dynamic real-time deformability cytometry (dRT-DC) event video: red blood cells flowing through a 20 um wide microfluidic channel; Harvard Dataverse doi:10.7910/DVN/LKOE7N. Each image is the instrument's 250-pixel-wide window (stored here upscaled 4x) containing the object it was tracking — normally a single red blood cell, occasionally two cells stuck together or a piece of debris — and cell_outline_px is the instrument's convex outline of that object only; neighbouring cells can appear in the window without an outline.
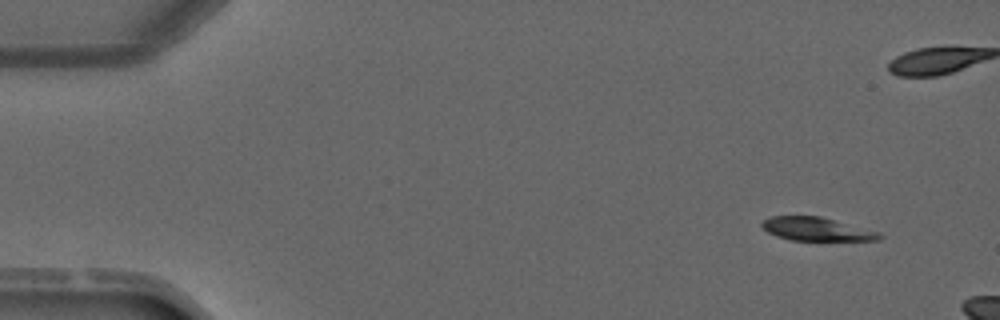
{"species": "common noctule bat (a hibernating species)", "species_latin": "Nyctalus noctula", "temperature_condition": "warm", "stored_images_in_passage": 5, "segment_of_instrument_passage": [2, 2], "camera_frame_rate_fps": 3000, "um_per_image_px": 0.085, "animal": {"sex": "male", "forearm_length_mm": 52.5}, "frame": {"image": 1, "passage_image": 5, "time_ms": 5.0, "image_size_px": [1000, 320], "cell_outline_px": [[884, 236], [880, 240], [792, 240], [776, 236], [768, 232], [760, 224], [764, 220], [772, 216], [820, 216], [880, 232]], "centroid_in_image_um": [69.43, 19.47], "position_along_channel_um": 15.6, "area_um2": 15.9}}